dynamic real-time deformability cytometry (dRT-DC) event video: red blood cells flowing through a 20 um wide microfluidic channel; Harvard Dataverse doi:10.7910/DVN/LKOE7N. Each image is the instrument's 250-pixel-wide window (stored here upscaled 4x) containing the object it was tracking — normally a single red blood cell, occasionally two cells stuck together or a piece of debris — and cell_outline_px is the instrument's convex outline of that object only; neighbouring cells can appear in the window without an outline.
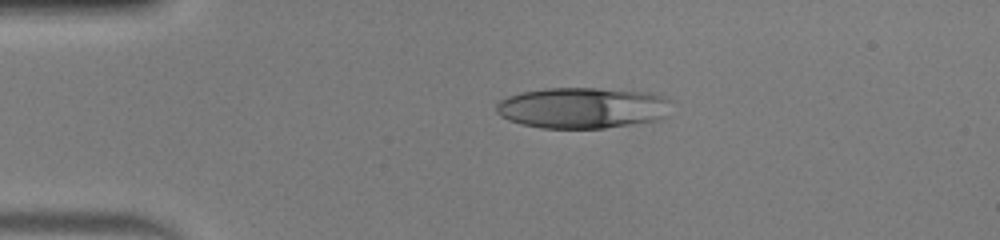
{"species": "human", "species_latin": "Homo sapiens", "temperature_condition": "warm", "stored_images_in_passage": 40, "camera_frame_rate_fps": 3000, "um_per_image_px": 0.085, "donor": {"sex": "male"}, "frame": {"image": 1, "passage_image": 1, "time_ms": 0.0, "image_size_px": [1000, 240], "cell_outline_px": [[672, 100], [668, 116], [660, 120], [604, 128], [540, 128], [520, 124], [508, 120], [500, 116], [496, 112], [496, 104], [500, 100], [508, 96], [520, 92], [544, 88], [600, 88], [648, 92], [664, 96]], "centroid_in_image_um": [49.54, 9.16], "position_along_channel_um": 35.5, "area_um2": 42.48}}
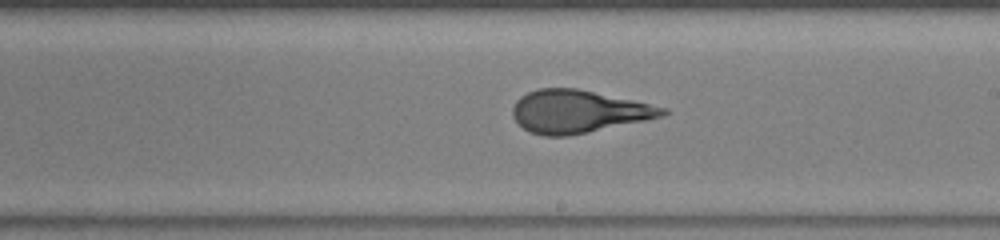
{"frame": {"image": 2, "passage_image": 19, "time_ms": 6.0, "image_size_px": [1000, 240], "cell_outline_px": [[668, 112], [664, 116], [648, 120], [568, 136], [544, 136], [532, 132], [524, 128], [512, 116], [512, 108], [516, 100], [520, 96], [528, 92], [540, 88], [576, 88], [632, 100], [668, 108]], "centroid_in_image_um": [49.15, 9.48], "position_along_channel_um": 239.8, "area_um2": 37.17}}
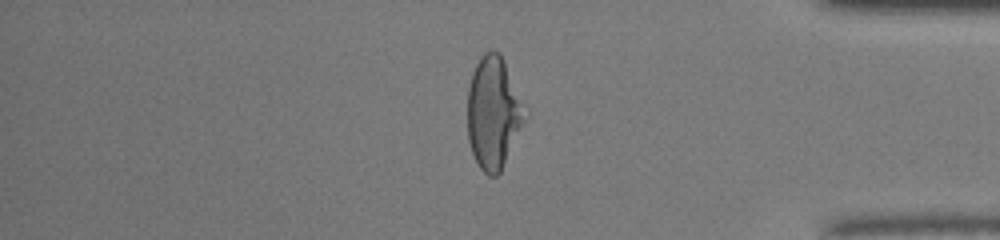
{"frame": {"image": 3, "passage_image": 32, "time_ms": 10.333, "image_size_px": [1000, 240], "cell_outline_px": [[528, 116], [500, 172], [496, 176], [488, 176], [480, 168], [472, 152], [468, 140], [468, 88], [472, 72], [480, 56], [484, 52], [492, 48], [500, 52], [504, 60]], "centroid_in_image_um": [41.93, 9.57], "position_along_channel_um": 393.3, "area_um2": 37.51}, "authors_computed_cell_mechanics": {"area_um2": 38.0902, "velocity_mm_per_s": 4.1168, "shape_relaxation_time_tau1_ms": null, "shape_relaxation_time_tau2_ms": 0.858, "deformation_change_tau1": null, "deformation_change_tau2": 0.1008}}